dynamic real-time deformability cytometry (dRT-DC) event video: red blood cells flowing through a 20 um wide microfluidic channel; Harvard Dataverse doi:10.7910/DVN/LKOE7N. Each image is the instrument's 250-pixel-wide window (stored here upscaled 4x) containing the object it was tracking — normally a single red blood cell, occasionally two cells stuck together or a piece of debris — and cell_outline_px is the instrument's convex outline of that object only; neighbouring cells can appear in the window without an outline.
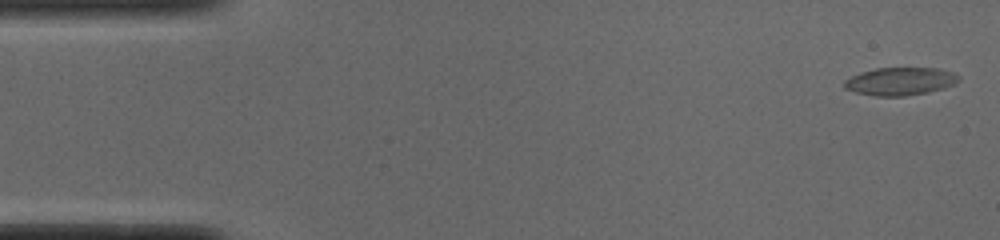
{"species": "common noctule bat (a hibernating species)", "species_latin": "Nyctalus noctula", "temperature_condition": "cold", "stored_images_in_passage": 53, "camera_frame_rate_fps": 3000, "um_per_image_px": 0.085, "animal": {"sex": "male", "body_mass_g": 19.0, "forearm_length_mm": 50.8}, "frame": {"image": 1, "passage_image": 2, "time_ms": 0.333, "image_size_px": [1000, 240], "cell_outline_px": [[960, 80], [956, 84], [944, 88], [928, 92], [904, 96], [876, 96], [856, 92], [844, 88], [844, 80], [852, 76], [876, 68], [936, 68], [952, 72], [960, 76]], "centroid_in_image_um": [76.55, 6.91], "position_along_channel_um": 8.4, "area_um2": 18.5}}
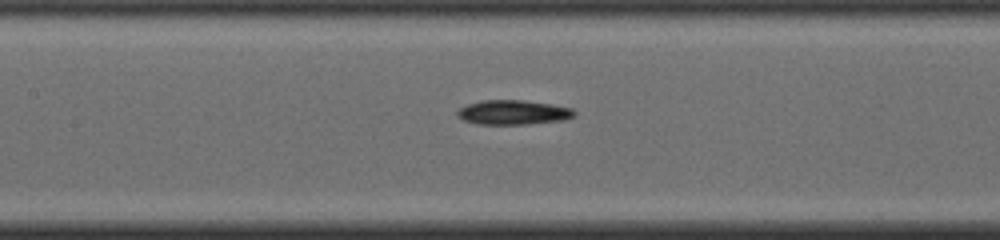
{"frame": {"image": 2, "passage_image": 24, "time_ms": 7.667, "image_size_px": [1000, 240], "cell_outline_px": [[576, 116], [564, 120], [524, 124], [480, 124], [464, 120], [456, 112], [460, 108], [468, 104], [484, 100], [524, 100], [552, 104], [572, 108], [576, 112]], "centroid_in_image_um": [43.68, 9.54], "position_along_channel_um": 163.7, "area_um2": 16.59}}
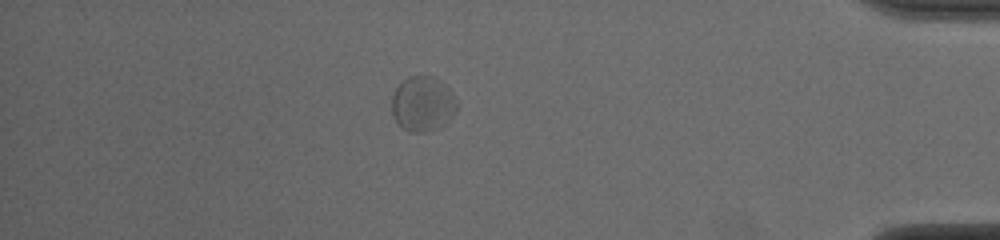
{"frame": {"image": 3, "passage_image": 46, "time_ms": 15.0, "image_size_px": [1000, 240], "cell_outline_px": [[456, 112], [440, 128], [424, 132], [412, 132], [404, 128], [396, 120], [392, 112], [392, 96], [396, 88], [408, 76], [432, 76], [440, 80], [452, 92], [456, 100]], "centroid_in_image_um": [35.94, 8.82], "position_along_channel_um": 399.3, "area_um2": 20.69}, "authors_computed_cell_mechanics": {"area_um2": 17.3978, "velocity_mm_per_s": 3.7895, "shape_relaxation_time_tau1_ms": null, "shape_relaxation_time_tau2_ms": 2.5614, "deformation_change_tau1": null, "deformation_change_tau2": 0.0941}}